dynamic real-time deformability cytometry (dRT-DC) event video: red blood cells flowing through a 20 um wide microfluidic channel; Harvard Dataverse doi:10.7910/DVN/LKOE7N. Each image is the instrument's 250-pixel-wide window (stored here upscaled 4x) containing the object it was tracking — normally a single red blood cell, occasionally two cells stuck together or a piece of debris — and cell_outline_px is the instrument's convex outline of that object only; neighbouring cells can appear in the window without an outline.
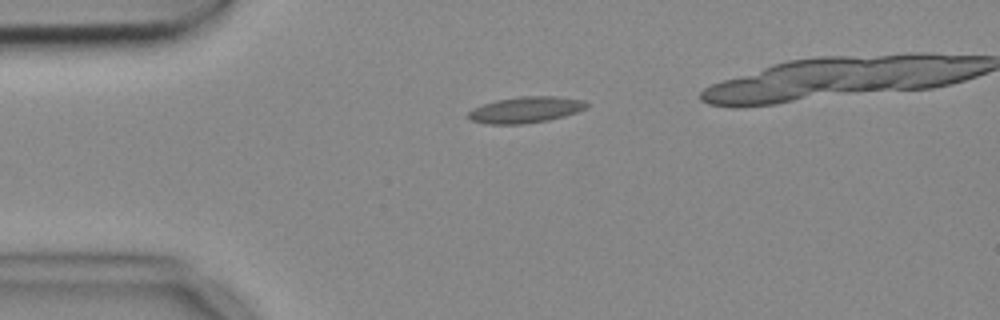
{"species": "common noctule bat (a hibernating species)", "species_latin": "Nyctalus noctula", "temperature_condition": "cold", "stored_images_in_passage": 10, "segment_of_instrument_passage": [1, 2], "camera_frame_rate_fps": 3000, "um_per_image_px": 0.085, "animal": {"sex": "female", "body_mass_g": 18.4}, "frame": {"image": 1, "passage_image": 4, "time_ms": 1.0, "image_size_px": [1000, 320], "cell_outline_px": [[588, 108], [564, 116], [548, 120], [524, 124], [488, 124], [472, 120], [468, 116], [468, 112], [472, 108], [496, 100], [520, 96], [556, 96], [584, 100], [588, 104]], "centroid_in_image_um": [44.7, 9.32], "position_along_channel_um": 40.3, "area_um2": 18.03}}
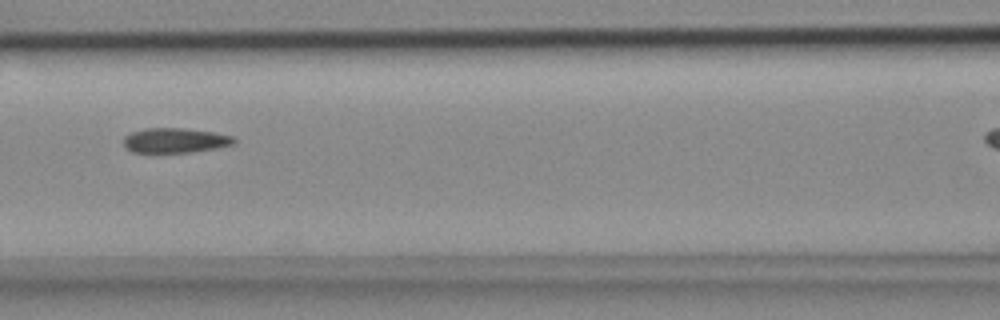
{"frame": {"image": 2, "passage_image": 7, "time_ms": 2.0, "image_size_px": [1000, 320], "cell_outline_px": [[236, 140], [232, 144], [192, 152], [132, 152], [124, 144], [124, 136], [132, 132], [144, 128], [184, 128], [212, 132], [232, 136]], "centroid_in_image_um": [14.84, 11.92], "position_along_channel_um": 151.8, "area_um2": 15.66}}
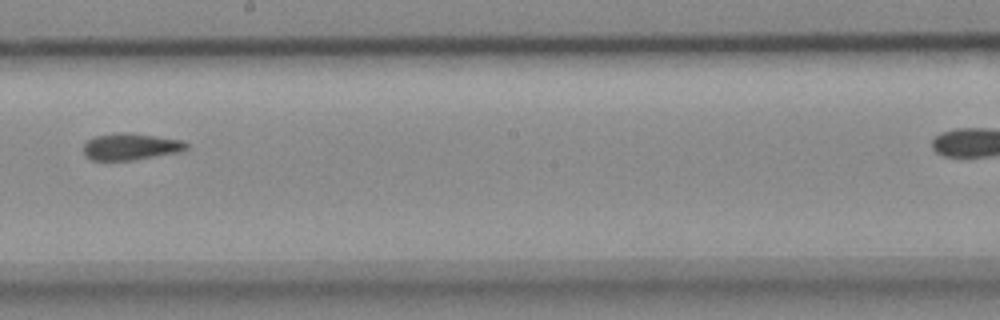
{"frame": {"image": 3, "passage_image": 9, "time_ms": 2.667, "image_size_px": [1000, 320], "cell_outline_px": [[188, 148], [180, 152], [132, 160], [92, 160], [84, 156], [84, 144], [92, 136], [120, 132], [128, 132], [184, 140], [188, 144]], "centroid_in_image_um": [11.11, 12.45], "position_along_channel_um": 237.1, "area_um2": 16.18}}